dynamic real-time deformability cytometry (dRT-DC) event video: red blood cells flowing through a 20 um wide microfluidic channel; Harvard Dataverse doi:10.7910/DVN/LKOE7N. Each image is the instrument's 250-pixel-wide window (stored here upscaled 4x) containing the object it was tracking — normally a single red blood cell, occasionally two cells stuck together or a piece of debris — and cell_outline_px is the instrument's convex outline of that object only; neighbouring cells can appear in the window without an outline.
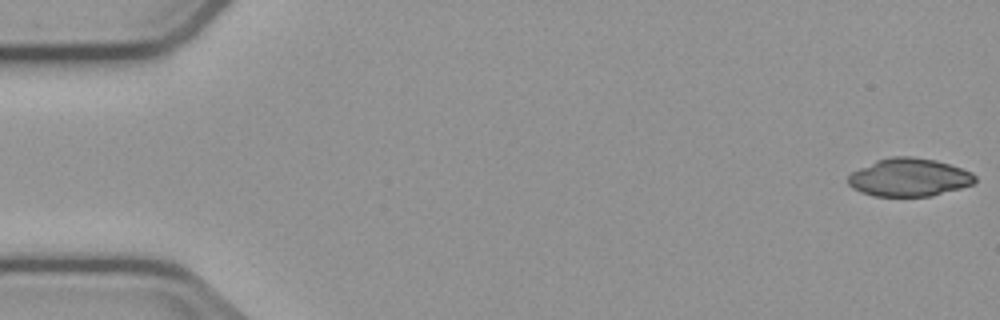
{"species": "common noctule bat (a hibernating species)", "species_latin": "Nyctalus noctula", "temperature_condition": "cold", "stored_images_in_passage": 52, "camera_frame_rate_fps": 3000, "um_per_image_px": 0.085, "animal": {"sex": "male", "body_mass_g": 23.1, "forearm_length_mm": 52.7}, "frame": {"image": 1, "passage_image": 1, "time_ms": 0.0, "image_size_px": [1000, 320], "cell_outline_px": [[976, 180], [972, 184], [960, 188], [932, 196], [872, 196], [860, 192], [852, 188], [848, 184], [848, 176], [852, 172], [876, 160], [892, 156], [912, 156], [936, 160], [972, 172], [976, 176]], "centroid_in_image_um": [77.26, 15.08], "position_along_channel_um": 7.7, "area_um2": 28.15}}